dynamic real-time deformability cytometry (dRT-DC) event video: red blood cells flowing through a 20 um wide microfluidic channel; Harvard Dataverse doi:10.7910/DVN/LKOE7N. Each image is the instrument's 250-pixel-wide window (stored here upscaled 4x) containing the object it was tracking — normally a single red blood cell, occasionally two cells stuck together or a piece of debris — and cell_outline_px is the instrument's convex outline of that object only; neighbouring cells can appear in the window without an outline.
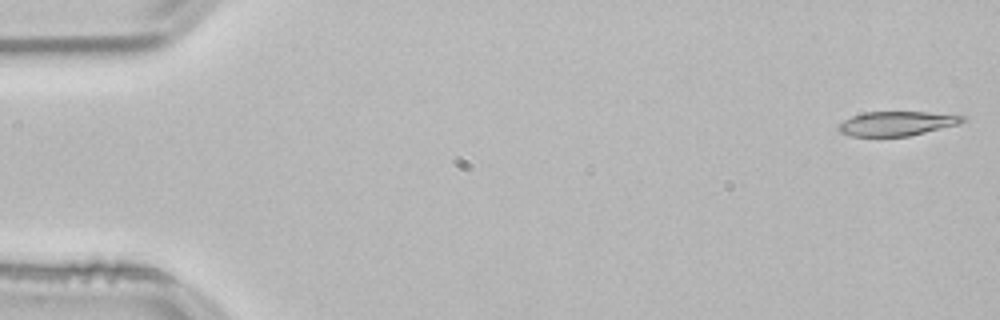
{"species": "common noctule bat (a hibernating species)", "species_latin": "Nyctalus noctula", "temperature_condition": "room temperature", "stored_images_in_passage": 15, "camera_frame_rate_fps": 3000, "um_per_image_px": 0.085, "animal": {"sex": "male", "body_mass_g": 21.5, "forearm_length_mm": 52.0}, "frame": {"image": 1, "passage_image": 1, "time_ms": 0.0, "image_size_px": [1000, 320], "cell_outline_px": [[968, 120], [960, 124], [908, 136], [852, 136], [840, 132], [836, 128], [844, 120], [852, 116], [864, 112], [928, 112], [964, 116]], "centroid_in_image_um": [76.25, 10.49], "position_along_channel_um": 8.8, "area_um2": 17.57}}
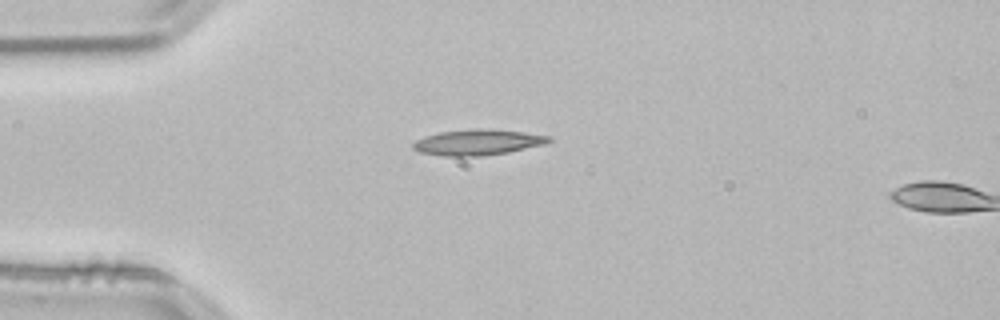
{"frame": {"image": 2, "passage_image": 13, "time_ms": 4.0, "image_size_px": [1000, 320], "cell_outline_px": [[552, 140], [544, 144], [508, 152], [484, 156], [444, 156], [420, 152], [412, 148], [412, 144], [416, 140], [424, 136], [440, 132], [476, 128], [484, 128], [520, 132], [552, 136]], "centroid_in_image_um": [40.58, 12.09], "position_along_channel_um": 44.4, "area_um2": 20.29}}